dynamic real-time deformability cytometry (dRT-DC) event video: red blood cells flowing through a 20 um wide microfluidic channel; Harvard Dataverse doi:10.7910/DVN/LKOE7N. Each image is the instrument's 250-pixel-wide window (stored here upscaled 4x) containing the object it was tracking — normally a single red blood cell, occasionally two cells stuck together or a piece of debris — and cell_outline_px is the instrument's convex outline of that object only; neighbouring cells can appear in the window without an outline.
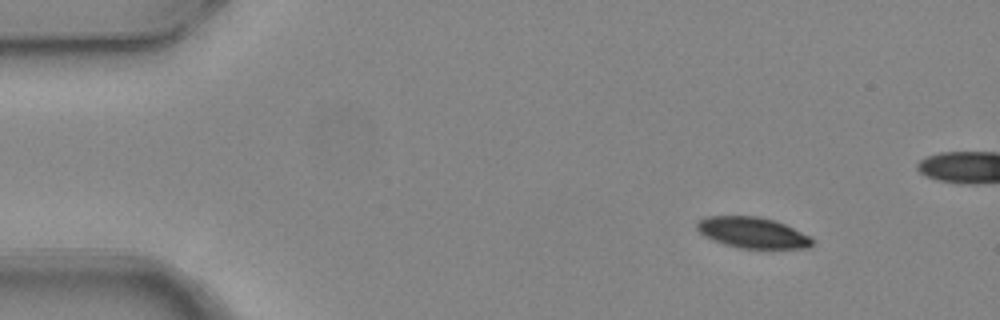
{"species": "common noctule bat (a hibernating species)", "species_latin": "Nyctalus noctula", "temperature_condition": "warm", "stored_images_in_passage": 4, "camera_frame_rate_fps": 3000, "um_per_image_px": 0.085, "animal": {"sex": "female", "body_mass_g": 24.6, "forearm_length_mm": 56.2}, "frame": {"image": 1, "passage_image": 1, "time_ms": 0.0, "image_size_px": [1000, 320], "cell_outline_px": [[812, 244], [808, 248], [736, 248], [712, 240], [704, 236], [696, 228], [696, 224], [704, 216], [760, 216], [776, 220], [812, 236]], "centroid_in_image_um": [63.96, 19.77], "position_along_channel_um": 21.0, "area_um2": 20.98}}